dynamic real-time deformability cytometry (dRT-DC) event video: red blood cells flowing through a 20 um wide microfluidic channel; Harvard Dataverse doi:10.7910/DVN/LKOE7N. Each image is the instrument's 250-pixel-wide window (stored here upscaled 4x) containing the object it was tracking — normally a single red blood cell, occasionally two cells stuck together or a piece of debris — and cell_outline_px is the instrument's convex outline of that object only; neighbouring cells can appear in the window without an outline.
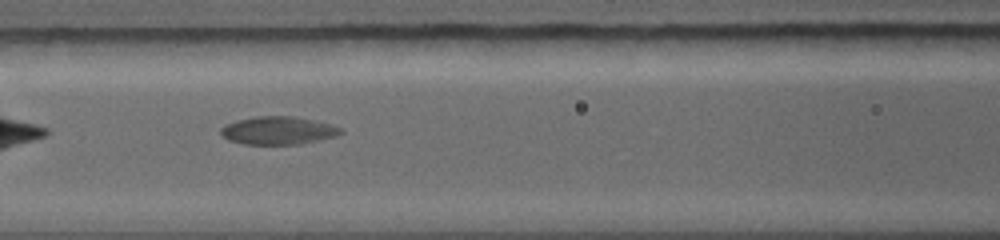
{"species": "common noctule bat (a hibernating species)", "species_latin": "Nyctalus noctula", "temperature_condition": "warm", "stored_images_in_passage": 16, "segment_of_instrument_passage": [1, 3], "camera_frame_rate_fps": 5000, "um_per_image_px": 0.085, "animal": {"sex": "female", "body_mass_g": 19.0, "forearm_length_mm": 56.7}, "frame": {"image": 1, "passage_image": 4, "time_ms": 2.6, "image_size_px": [1000, 240], "cell_outline_px": [[344, 132], [336, 136], [320, 140], [300, 144], [244, 144], [228, 140], [220, 132], [220, 128], [236, 120], [256, 116], [292, 116], [332, 124], [344, 128]], "centroid_in_image_um": [23.69, 11.09], "position_along_channel_um": 142.9, "area_um2": 19.59}}
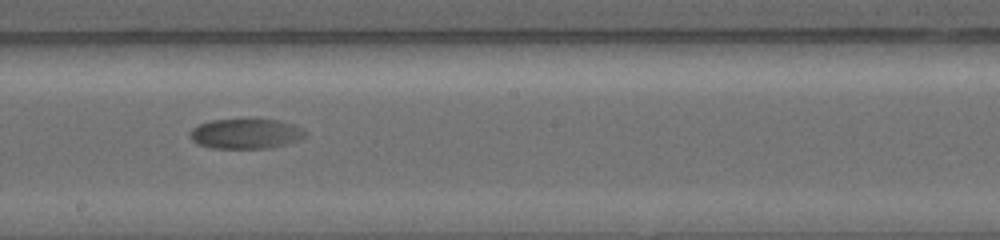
{"frame": {"image": 2, "passage_image": 6, "time_ms": 4.6, "image_size_px": [1000, 240], "cell_outline_px": [[308, 136], [300, 140], [272, 148], [212, 148], [196, 144], [188, 136], [188, 132], [192, 128], [200, 124], [212, 120], [280, 120], [296, 124], [308, 132]], "centroid_in_image_um": [20.93, 11.38], "position_along_channel_um": 227.3, "area_um2": 20.46}}
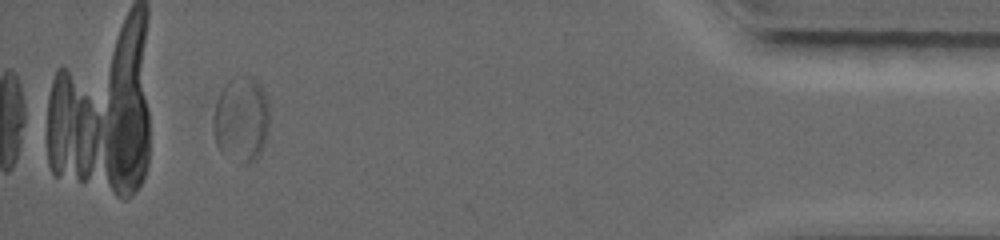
{"frame": {"image": 3, "passage_image": 12, "time_ms": 10.8, "image_size_px": [1000, 240], "cell_outline_px": [[268, 132], [264, 144], [260, 152], [248, 164], [240, 164], [244, 76], [248, 76], [256, 80], [260, 84], [264, 92], [268, 104]], "centroid_in_image_um": [21.53, 10.23], "position_along_channel_um": 413.7, "area_um2": 13.53}}